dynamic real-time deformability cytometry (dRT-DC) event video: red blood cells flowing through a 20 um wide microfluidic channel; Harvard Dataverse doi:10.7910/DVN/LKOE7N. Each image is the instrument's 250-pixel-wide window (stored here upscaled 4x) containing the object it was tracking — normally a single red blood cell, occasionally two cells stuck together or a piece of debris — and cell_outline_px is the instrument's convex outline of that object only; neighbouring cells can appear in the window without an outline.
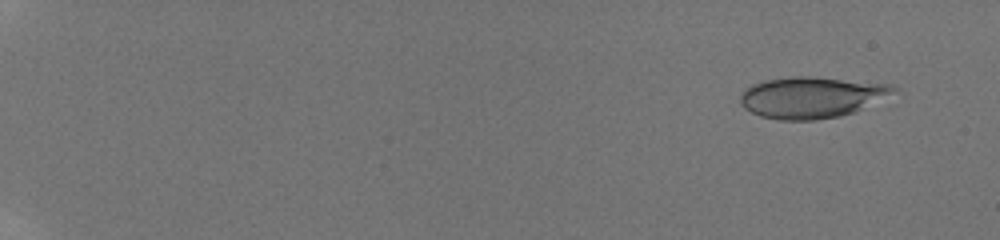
{"species": "human", "species_latin": "Homo sapiens", "temperature_condition": "room temperature", "stored_images_in_passage": 16, "camera_frame_rate_fps": 3000, "um_per_image_px": 0.085, "donor": {"sex": "male"}, "frame": {"image": 1, "passage_image": 5, "time_ms": 1.333, "image_size_px": [1000, 240], "cell_outline_px": [[900, 88], [852, 112], [840, 116], [816, 120], [780, 120], [760, 116], [744, 108], [740, 104], [740, 92], [752, 84], [764, 80], [792, 76], [808, 76], [892, 84]], "centroid_in_image_um": [68.88, 8.26], "position_along_channel_um": 16.1, "area_um2": 36.47}}
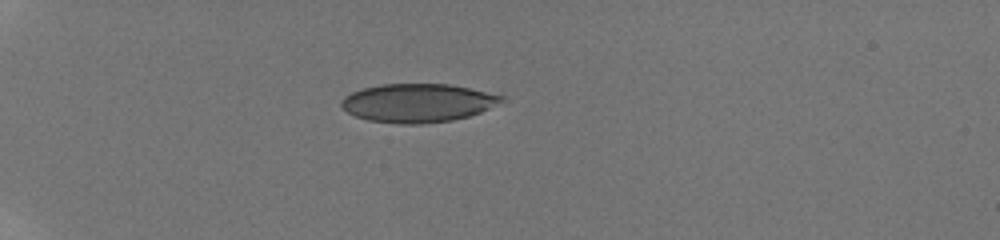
{"frame": {"image": 2, "passage_image": 13, "time_ms": 6.0, "image_size_px": [1000, 240], "cell_outline_px": [[508, 96], [504, 100], [480, 112], [468, 116], [452, 120], [420, 124], [400, 124], [368, 120], [356, 116], [348, 112], [340, 104], [340, 100], [344, 96], [352, 92], [364, 88], [380, 84], [448, 84]], "centroid_in_image_um": [35.5, 8.74], "position_along_channel_um": 49.5, "area_um2": 35.84}}
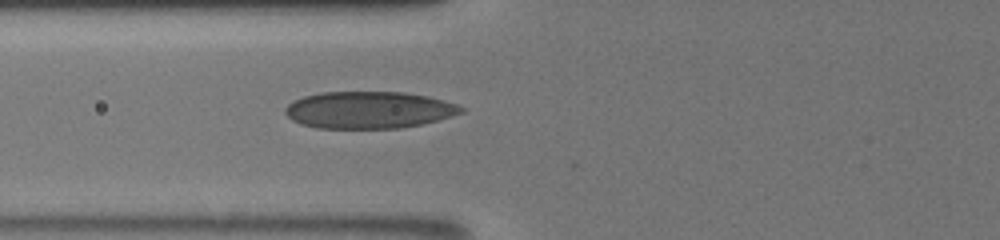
{"frame": {"image": 3, "passage_image": 16, "time_ms": 8.333, "image_size_px": [1000, 240], "cell_outline_px": [[464, 112], [452, 116], [420, 124], [400, 128], [316, 128], [300, 124], [292, 120], [284, 112], [284, 108], [288, 104], [304, 96], [320, 92], [404, 92], [428, 96], [444, 100], [456, 104], [464, 108]], "centroid_in_image_um": [31.34, 9.34], "position_along_channel_um": 94.5, "area_um2": 37.92}}